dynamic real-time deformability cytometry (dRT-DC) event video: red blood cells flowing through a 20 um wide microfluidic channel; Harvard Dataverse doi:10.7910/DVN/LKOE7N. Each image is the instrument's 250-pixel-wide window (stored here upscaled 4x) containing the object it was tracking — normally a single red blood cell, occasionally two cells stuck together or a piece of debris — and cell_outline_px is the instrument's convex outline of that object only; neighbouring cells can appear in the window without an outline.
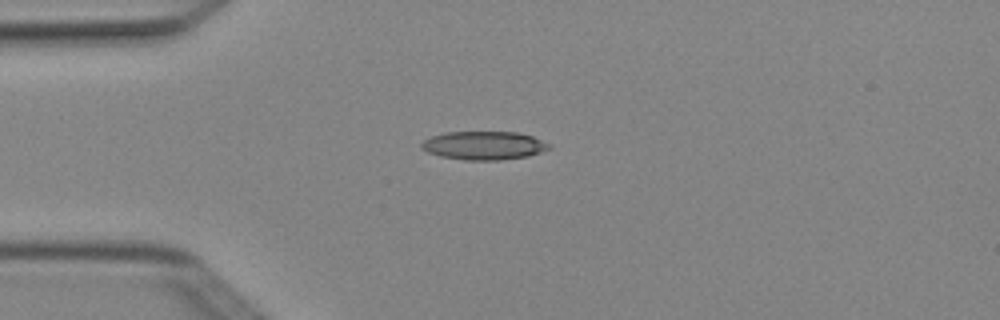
{"species": "Egyptian fruit bat (a non-hibernating species)", "species_latin": "Rousettus aegyptiacus", "temperature_condition": "cold", "stored_images_in_passage": 5, "camera_frame_rate_fps": 3000, "um_per_image_px": 0.085, "animal": {"sex": "female"}, "frame": {"image": 1, "passage_image": 4, "time_ms": 1.0, "image_size_px": [1000, 320], "cell_outline_px": [[552, 148], [528, 156], [500, 160], [464, 160], [440, 156], [428, 152], [420, 148], [420, 144], [424, 140], [432, 136], [444, 132], [516, 132], [532, 136], [552, 144]], "centroid_in_image_um": [41.14, 12.37], "position_along_channel_um": 43.9, "area_um2": 21.27}}